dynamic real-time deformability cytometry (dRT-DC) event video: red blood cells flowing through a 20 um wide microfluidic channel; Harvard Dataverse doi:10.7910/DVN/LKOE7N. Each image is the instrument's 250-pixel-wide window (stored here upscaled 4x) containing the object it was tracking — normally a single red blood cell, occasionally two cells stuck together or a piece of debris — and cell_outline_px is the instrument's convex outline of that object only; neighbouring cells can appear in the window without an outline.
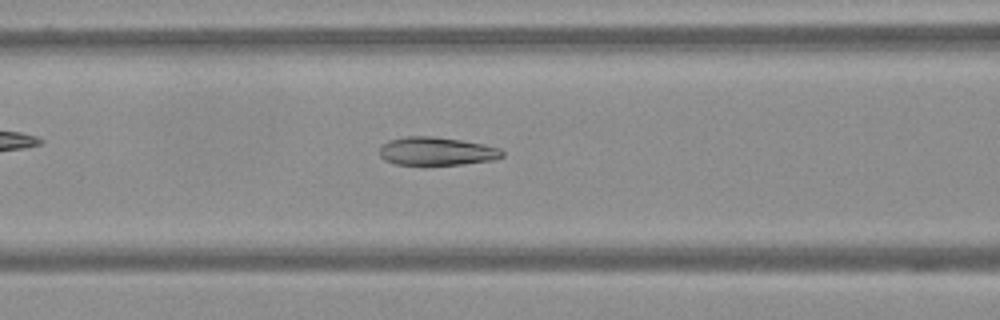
{"species": "Egyptian fruit bat (a non-hibernating species)", "species_latin": "Rousettus aegyptiacus", "temperature_condition": "warm", "stored_images_in_passage": 61, "camera_frame_rate_fps": 3000, "um_per_image_px": 0.085, "frame": {"image": 1, "passage_image": 26, "time_ms": 8.333, "image_size_px": [1000, 320], "cell_outline_px": [[504, 156], [496, 160], [460, 164], [396, 164], [384, 160], [380, 156], [380, 144], [388, 140], [404, 136], [432, 136], [460, 140], [484, 144], [500, 148], [504, 152]], "centroid_in_image_um": [37.11, 12.84], "position_along_channel_um": 129.5, "area_um2": 20.29}}
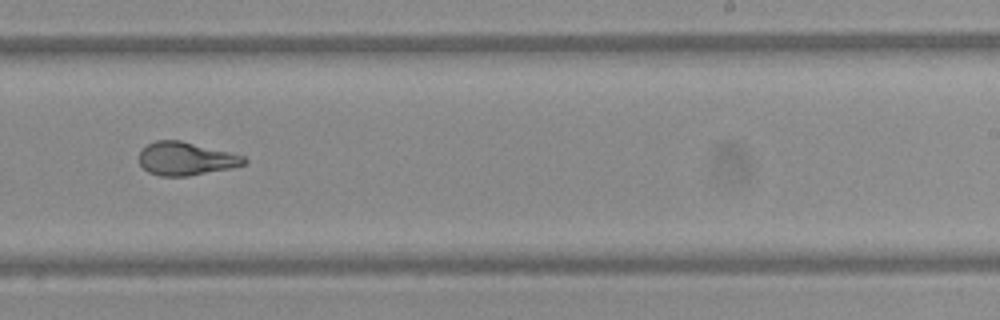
{"frame": {"image": 2, "passage_image": 39, "time_ms": 12.667, "image_size_px": [1000, 320], "cell_outline_px": [[248, 160], [244, 164], [232, 168], [188, 176], [160, 176], [148, 172], [140, 164], [136, 156], [148, 144], [156, 140], [180, 140], [244, 156]], "centroid_in_image_um": [15.77, 13.49], "position_along_channel_um": 273.2, "area_um2": 20.29}}
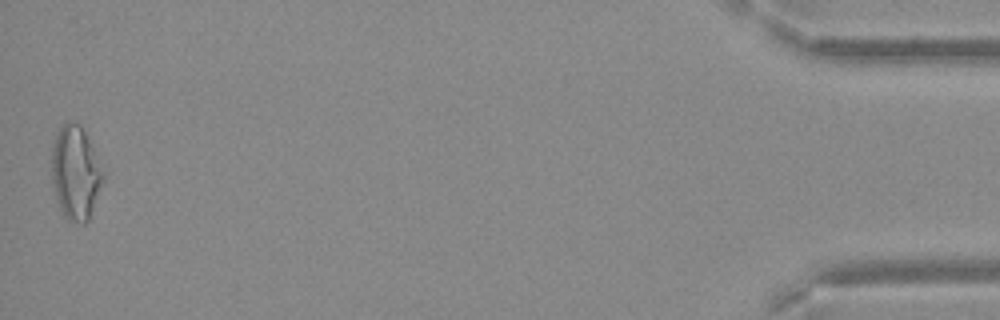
{"frame": {"image": 3, "passage_image": 61, "time_ms": 20.0, "image_size_px": [1000, 320], "cell_outline_px": [[104, 180], [88, 220], [84, 224], [68, 220], [64, 216], [56, 200], [52, 188], [52, 148], [56, 136], [60, 128], [68, 120], [80, 124], [92, 148], [104, 176]], "centroid_in_image_um": [6.39, 14.72], "position_along_channel_um": 428.8, "area_um2": 27.63}}